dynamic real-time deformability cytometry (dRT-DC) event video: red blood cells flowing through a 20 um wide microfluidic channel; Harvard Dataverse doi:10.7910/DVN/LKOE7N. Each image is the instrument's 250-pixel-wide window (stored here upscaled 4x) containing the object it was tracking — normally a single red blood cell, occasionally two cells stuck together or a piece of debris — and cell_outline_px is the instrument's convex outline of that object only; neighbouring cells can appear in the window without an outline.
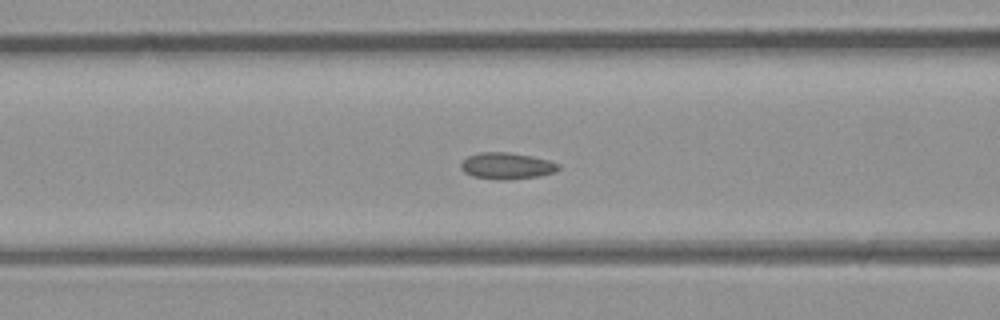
{"species": "common noctule bat (a hibernating species)", "species_latin": "Nyctalus noctula", "temperature_condition": "room temperature", "stored_images_in_passage": 47, "camera_frame_rate_fps": 3000, "um_per_image_px": 0.085, "animal": {"sex": "male", "body_mass_g": 23.1, "forearm_length_mm": 52.7}, "frame": {"image": 1, "passage_image": 18, "time_ms": 5.667, "image_size_px": [1000, 320], "cell_outline_px": [[560, 168], [556, 172], [540, 176], [508, 180], [500, 180], [472, 176], [464, 172], [460, 168], [460, 164], [468, 156], [480, 152], [508, 152], [532, 156], [548, 160], [560, 164]], "centroid_in_image_um": [43.09, 14.1], "position_along_channel_um": 123.5, "area_um2": 15.2}}
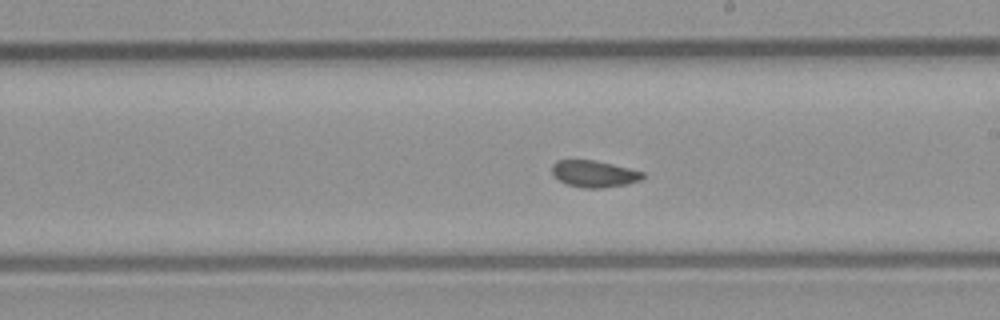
{"frame": {"image": 2, "passage_image": 26, "time_ms": 8.333, "image_size_px": [1000, 320], "cell_outline_px": [[644, 176], [640, 180], [628, 184], [604, 188], [584, 188], [568, 184], [560, 180], [552, 172], [552, 164], [556, 160], [592, 160], [612, 164], [644, 172]], "centroid_in_image_um": [50.51, 14.78], "position_along_channel_um": 238.5, "area_um2": 13.99}}
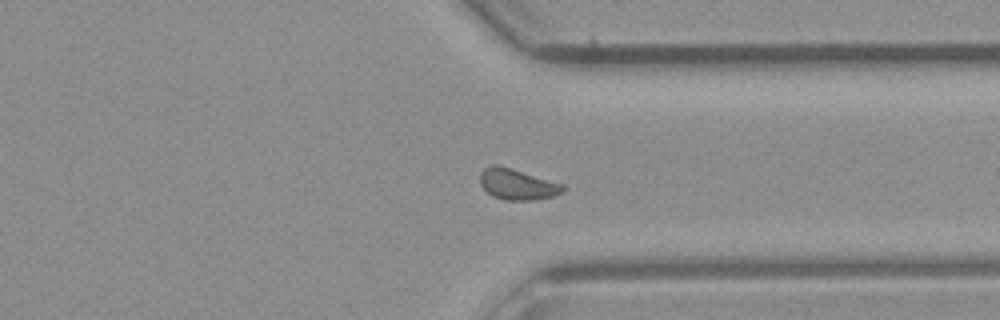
{"frame": {"image": 3, "passage_image": 35, "time_ms": 11.333, "image_size_px": [1000, 320], "cell_outline_px": [[568, 188], [564, 192], [556, 196], [532, 200], [504, 200], [492, 196], [480, 184], [480, 172], [484, 168], [492, 164], [496, 164], [512, 168], [564, 184]], "centroid_in_image_um": [44.01, 15.66], "position_along_channel_um": 367.4, "area_um2": 15.2}, "authors_computed_cell_mechanics": {"area_um2": 14.7968, "velocity_mm_per_s": 4.3088, "shape_relaxation_time_tau1_ms": null, "shape_relaxation_time_tau2_ms": 0.8901, "deformation_change_tau1": null, "deformation_change_tau2": 0.0546}}